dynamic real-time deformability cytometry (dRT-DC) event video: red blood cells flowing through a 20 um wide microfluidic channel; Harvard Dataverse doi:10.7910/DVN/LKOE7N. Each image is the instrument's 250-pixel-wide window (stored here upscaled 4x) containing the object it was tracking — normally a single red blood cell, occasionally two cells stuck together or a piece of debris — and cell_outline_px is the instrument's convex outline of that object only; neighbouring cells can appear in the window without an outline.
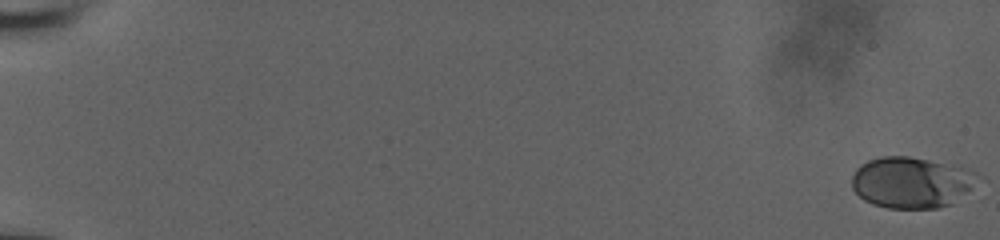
{"species": "human", "species_latin": "Homo sapiens", "temperature_condition": "room temperature", "stored_images_in_passage": 61, "camera_frame_rate_fps": 3000, "um_per_image_px": 0.085, "donor": {"sex": "male"}, "frame": {"image": 1, "passage_image": 1, "time_ms": 0.0, "image_size_px": [1000, 240], "cell_outline_px": [[980, 176], [952, 204], [936, 208], [888, 208], [872, 204], [864, 200], [852, 188], [852, 176], [856, 168], [868, 160], [880, 156], [908, 156], [960, 168], [976, 172]], "centroid_in_image_um": [77.38, 15.52], "position_along_channel_um": 7.6, "area_um2": 36.7}}
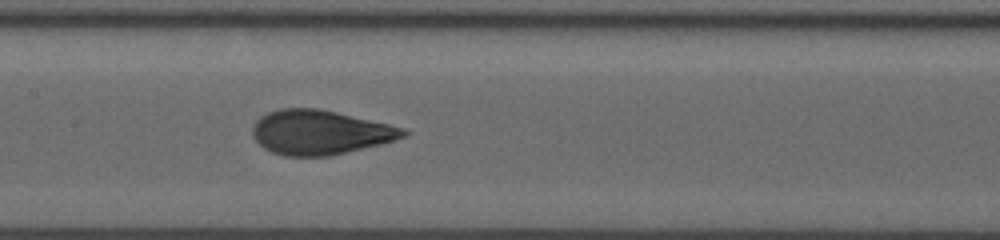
{"frame": {"image": 2, "passage_image": 33, "time_ms": 10.333, "image_size_px": [1000, 240], "cell_outline_px": [[412, 132], [404, 136], [380, 144], [332, 156], [284, 156], [272, 152], [264, 148], [252, 136], [252, 128], [256, 120], [260, 116], [268, 112], [280, 108], [320, 108], [388, 124], [404, 128]], "centroid_in_image_um": [27.18, 11.25], "position_along_channel_um": 180.2, "area_um2": 39.07}}
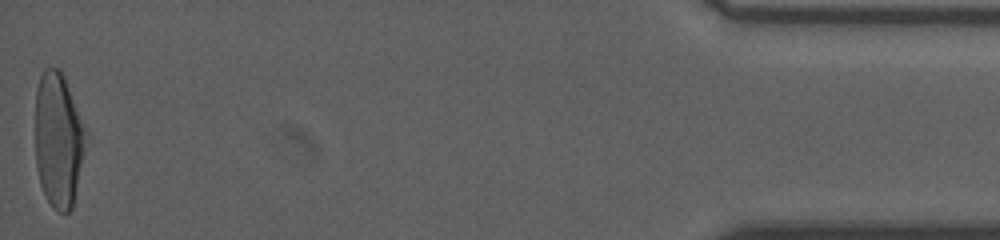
{"frame": {"image": 3, "passage_image": 61, "time_ms": 19.0, "image_size_px": [1000, 240], "cell_outline_px": [[84, 148], [72, 208], [68, 212], [56, 212], [52, 208], [40, 184], [36, 168], [36, 88], [40, 76], [44, 68], [60, 68], [64, 76], [84, 132]], "centroid_in_image_um": [4.9, 11.91], "position_along_channel_um": 430.3, "area_um2": 38.61}, "authors_computed_cell_mechanics": {"area_um2": 37.5122, "velocity_mm_per_s": 3.8488, "shape_relaxation_time_tau1_ms": 5.1292, "shape_relaxation_time_tau2_ms": null, "deformation_change_tau1": 0.1923, "deformation_change_tau2": null}}